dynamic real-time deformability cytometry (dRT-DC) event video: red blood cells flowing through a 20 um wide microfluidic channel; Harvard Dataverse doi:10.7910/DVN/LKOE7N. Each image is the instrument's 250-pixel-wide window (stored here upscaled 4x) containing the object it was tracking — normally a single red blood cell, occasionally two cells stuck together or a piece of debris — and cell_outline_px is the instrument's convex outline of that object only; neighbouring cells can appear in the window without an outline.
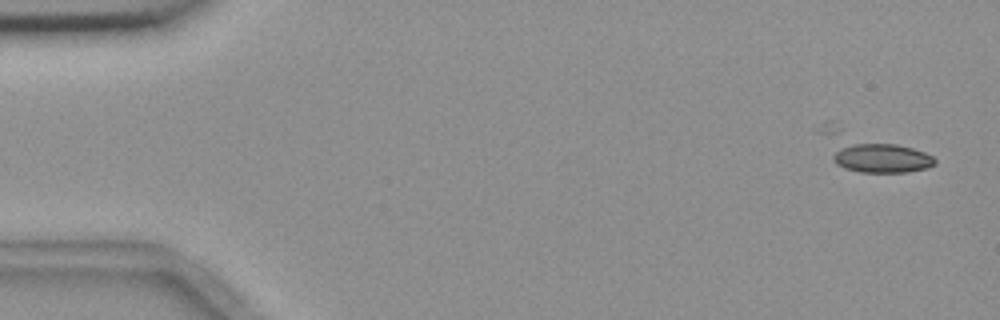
{"species": "common noctule bat (a hibernating species)", "species_latin": "Nyctalus noctula", "temperature_condition": "room temperature", "stored_images_in_passage": 5, "camera_frame_rate_fps": 3000, "um_per_image_px": 0.085, "animal": {"sex": "female", "body_mass_g": 18.4}, "frame": {"image": 1, "passage_image": 2, "time_ms": 1.0, "image_size_px": [1000, 320], "cell_outline_px": [[936, 164], [928, 168], [908, 172], [860, 172], [844, 168], [836, 164], [832, 160], [832, 156], [840, 144], [896, 144], [912, 148], [924, 152], [932, 156], [936, 160]], "centroid_in_image_um": [74.94, 13.45], "position_along_channel_um": 10.1, "area_um2": 17.46}}